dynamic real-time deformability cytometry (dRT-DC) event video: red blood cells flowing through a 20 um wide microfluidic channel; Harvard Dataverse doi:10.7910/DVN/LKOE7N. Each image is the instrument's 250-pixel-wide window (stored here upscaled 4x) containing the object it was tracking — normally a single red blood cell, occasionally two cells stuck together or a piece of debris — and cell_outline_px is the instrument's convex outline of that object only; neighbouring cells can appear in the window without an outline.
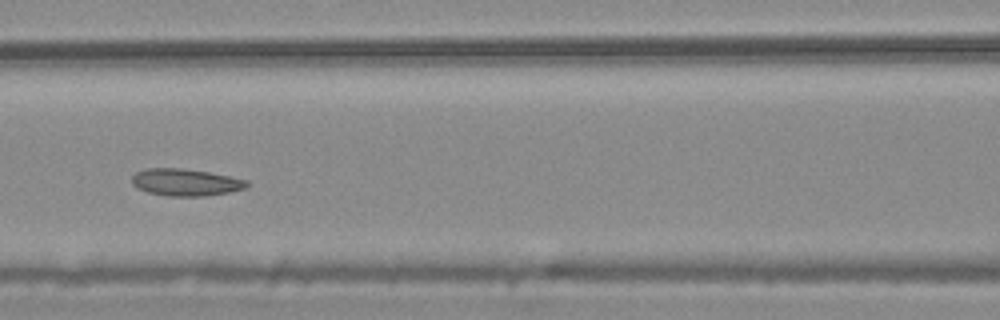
{"species": "common noctule bat (a hibernating species)", "species_latin": "Nyctalus noctula", "temperature_condition": "warm", "stored_images_in_passage": 6, "camera_frame_rate_fps": 3000, "um_per_image_px": 0.085, "animal": {"sex": "male", "body_mass_g": 20.4}, "frame": {"image": 1, "passage_image": 6, "time_ms": 1.667, "image_size_px": [1000, 320], "cell_outline_px": [[248, 184], [244, 188], [228, 192], [204, 196], [168, 196], [148, 192], [136, 188], [132, 184], [132, 176], [136, 172], [148, 168], [180, 168], [208, 172], [248, 180]], "centroid_in_image_um": [15.73, 15.49], "position_along_channel_um": 150.9, "area_um2": 17.98}}